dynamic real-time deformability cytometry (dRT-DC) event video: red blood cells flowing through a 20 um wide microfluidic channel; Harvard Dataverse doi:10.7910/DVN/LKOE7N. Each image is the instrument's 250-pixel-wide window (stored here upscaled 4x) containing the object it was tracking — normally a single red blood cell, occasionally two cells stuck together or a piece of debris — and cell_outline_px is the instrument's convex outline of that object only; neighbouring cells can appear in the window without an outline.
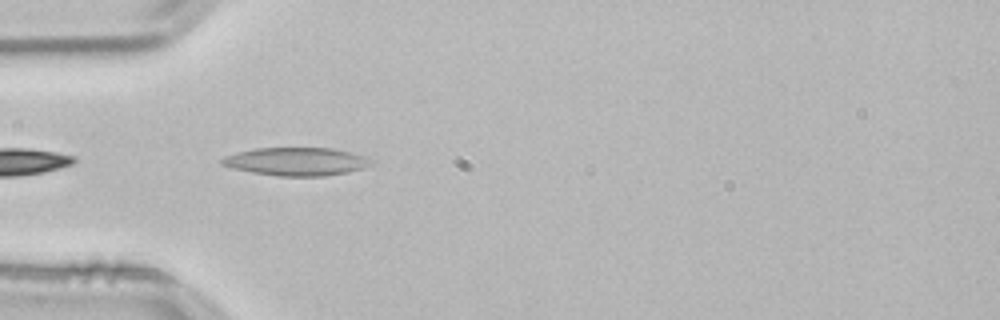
{"species": "common noctule bat (a hibernating species)", "species_latin": "Nyctalus noctula", "temperature_condition": "room temperature", "stored_images_in_passage": 18, "camera_frame_rate_fps": 3000, "um_per_image_px": 0.085, "animal": {"sex": "male", "body_mass_g": 21.5, "forearm_length_mm": 52.0}, "frame": {"image": 1, "passage_image": 1, "time_ms": 0.0, "image_size_px": [1000, 320], "cell_outline_px": [[372, 164], [364, 168], [348, 172], [324, 176], [280, 176], [252, 172], [232, 168], [220, 164], [220, 160], [224, 156], [256, 148], [332, 148], [364, 156], [372, 160]], "centroid_in_image_um": [25.18, 13.73], "position_along_channel_um": 59.8, "area_um2": 24.28}}
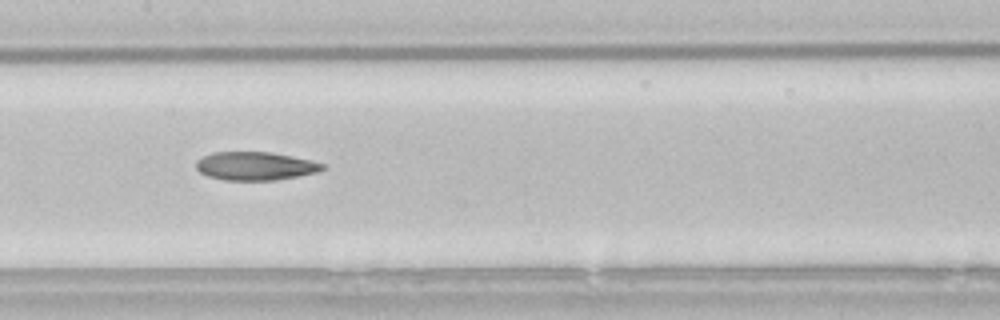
{"frame": {"image": 2, "passage_image": 11, "time_ms": 3.333, "image_size_px": [1000, 320], "cell_outline_px": [[328, 168], [316, 172], [276, 180], [224, 180], [208, 176], [200, 172], [196, 168], [196, 160], [212, 152], [268, 152], [292, 156], [312, 160], [328, 164]], "centroid_in_image_um": [21.73, 14.11], "position_along_channel_um": 185.7, "area_um2": 20.98}}